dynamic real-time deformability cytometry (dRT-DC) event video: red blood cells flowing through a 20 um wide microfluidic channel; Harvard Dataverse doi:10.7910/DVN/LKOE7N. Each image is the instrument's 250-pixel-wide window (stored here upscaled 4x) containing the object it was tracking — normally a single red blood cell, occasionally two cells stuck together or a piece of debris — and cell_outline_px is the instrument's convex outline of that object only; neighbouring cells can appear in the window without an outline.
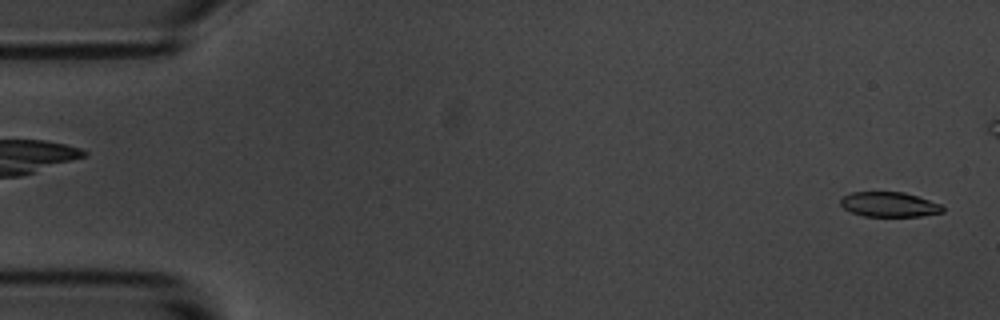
{"species": "common noctule bat (a hibernating species)", "species_latin": "Nyctalus noctula", "temperature_condition": "room temperature", "stored_images_in_passage": 6, "camera_frame_rate_fps": 3000, "um_per_image_px": 0.085, "animal": {"sex": "male", "body_mass_g": 20.1, "forearm_length_mm": 53.5}, "frame": {"image": 1, "passage_image": 6, "time_ms": 6.0, "image_size_px": [1000, 320], "cell_outline_px": [[944, 212], [920, 216], [864, 216], [852, 212], [844, 208], [840, 204], [840, 196], [852, 192], [904, 192], [940, 204], [944, 208]], "centroid_in_image_um": [75.55, 17.37], "position_along_channel_um": 9.5, "area_um2": 14.74}}